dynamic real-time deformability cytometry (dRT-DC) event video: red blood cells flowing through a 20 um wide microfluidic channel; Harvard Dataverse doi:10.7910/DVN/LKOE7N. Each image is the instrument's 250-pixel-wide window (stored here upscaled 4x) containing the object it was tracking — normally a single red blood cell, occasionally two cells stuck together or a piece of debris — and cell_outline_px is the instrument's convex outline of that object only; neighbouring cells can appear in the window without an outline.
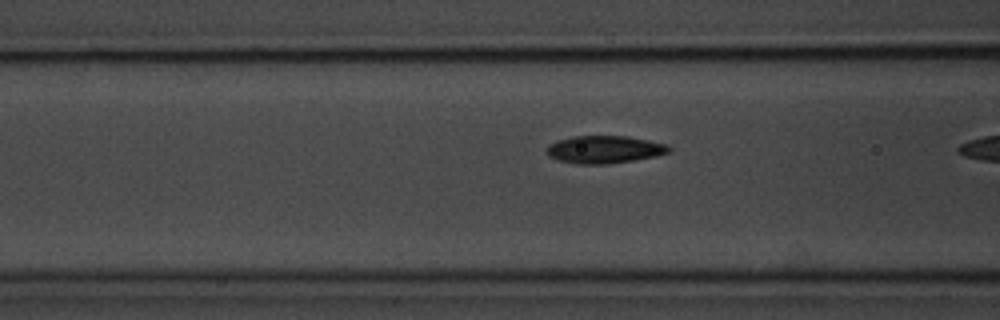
{"species": "common noctule bat (a hibernating species)", "species_latin": "Nyctalus noctula", "temperature_condition": "room temperature", "stored_images_in_passage": 10, "camera_frame_rate_fps": 3000, "um_per_image_px": 0.085, "animal": {"sex": "male", "body_mass_g": 20.1, "forearm_length_mm": 53.5}, "frame": {"image": 1, "passage_image": 9, "time_ms": 2.667, "image_size_px": [1000, 320], "cell_outline_px": [[672, 148], [668, 152], [656, 156], [636, 160], [608, 164], [580, 164], [560, 160], [548, 156], [544, 148], [548, 144], [556, 140], [572, 136], [628, 136], [668, 144]], "centroid_in_image_um": [51.36, 12.7], "position_along_channel_um": 115.2, "area_um2": 19.88}}